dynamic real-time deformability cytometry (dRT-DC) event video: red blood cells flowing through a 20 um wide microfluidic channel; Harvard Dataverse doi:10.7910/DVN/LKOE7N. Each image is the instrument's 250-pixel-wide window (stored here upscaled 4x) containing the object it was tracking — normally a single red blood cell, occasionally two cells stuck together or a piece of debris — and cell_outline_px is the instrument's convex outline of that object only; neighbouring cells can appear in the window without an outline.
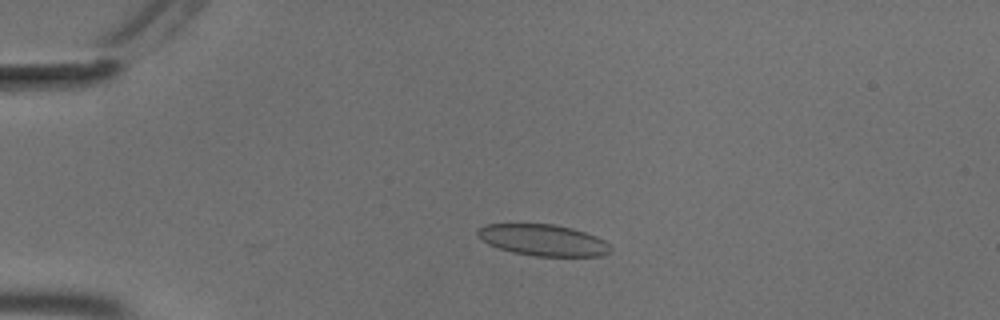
{"species": "common noctule bat (a hibernating species)", "species_latin": "Nyctalus noctula", "temperature_condition": "cold", "stored_images_in_passage": 52, "camera_frame_rate_fps": 3000, "um_per_image_px": 0.085, "animal": {"sex": "male", "body_mass_g": 18.8}, "frame": {"image": 1, "passage_image": 13, "time_ms": 4.0, "image_size_px": [1000, 320], "cell_outline_px": [[612, 252], [604, 256], [536, 256], [512, 252], [488, 244], [476, 236], [476, 228], [484, 224], [552, 224], [572, 228], [596, 236], [604, 240], [612, 248]], "centroid_in_image_um": [46.15, 20.41], "position_along_channel_um": 38.8, "area_um2": 24.45}}
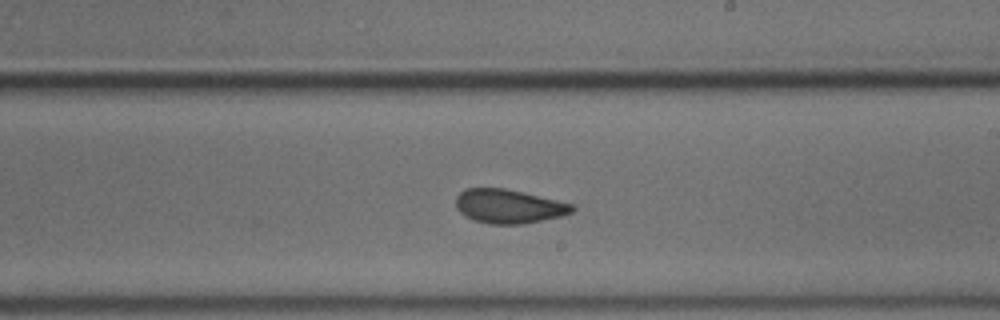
{"frame": {"image": 2, "passage_image": 33, "time_ms": 10.667, "image_size_px": [1000, 320], "cell_outline_px": [[576, 208], [572, 212], [560, 216], [520, 224], [488, 224], [472, 220], [464, 216], [456, 208], [456, 196], [464, 188], [504, 188], [556, 200], [572, 204]], "centroid_in_image_um": [43.18, 17.54], "position_along_channel_um": 245.8, "area_um2": 22.89}}
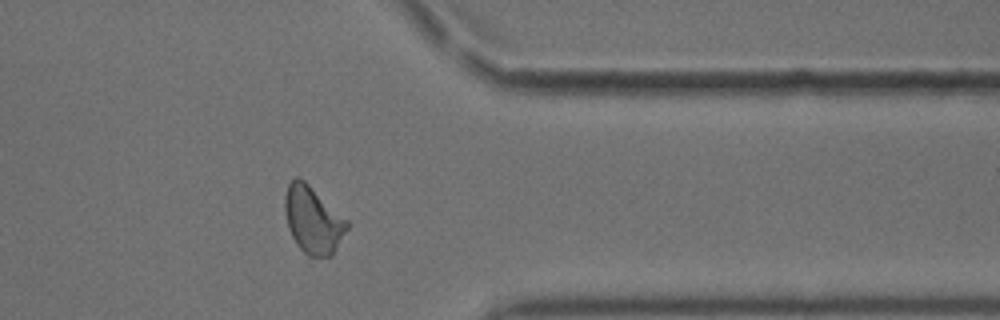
{"frame": {"image": 3, "passage_image": 45, "time_ms": 14.667, "image_size_px": [1000, 320], "cell_outline_px": [[348, 228], [332, 256], [308, 256], [300, 248], [292, 236], [288, 228], [284, 212], [284, 196], [288, 184], [296, 176], [304, 180], [348, 220]], "centroid_in_image_um": [26.59, 18.68], "position_along_channel_um": 384.8, "area_um2": 24.22}, "authors_computed_cell_mechanics": {"area_um2": 24.0159, "velocity_mm_per_s": 3.6786, "shape_relaxation_time_tau1_ms": null, "shape_relaxation_time_tau2_ms": 1.0659, "deformation_change_tau1": null, "deformation_change_tau2": 0.0647}}